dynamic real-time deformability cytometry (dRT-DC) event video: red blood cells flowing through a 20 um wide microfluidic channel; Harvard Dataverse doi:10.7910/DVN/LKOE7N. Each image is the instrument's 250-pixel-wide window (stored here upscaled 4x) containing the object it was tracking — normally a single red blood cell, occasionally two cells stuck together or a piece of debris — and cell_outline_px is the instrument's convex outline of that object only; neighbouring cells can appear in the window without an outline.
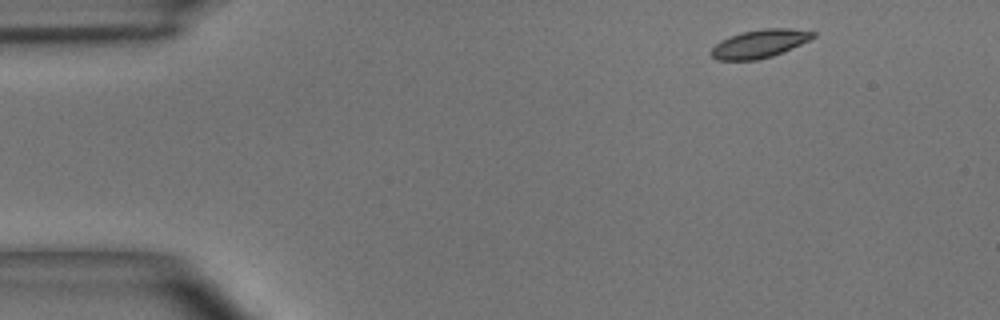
{"species": "common noctule bat (a hibernating species)", "species_latin": "Nyctalus noctula", "temperature_condition": "room temperature", "stored_images_in_passage": 3, "camera_frame_rate_fps": 3000, "um_per_image_px": 0.085, "animal": {"sex": "male", "body_mass_g": 15.6}, "frame": {"image": 1, "passage_image": 1, "time_ms": 0.0, "image_size_px": [1000, 320], "cell_outline_px": [[816, 36], [792, 48], [772, 56], [756, 60], [716, 60], [708, 52], [720, 40], [740, 32], [764, 28], [788, 28], [816, 32]], "centroid_in_image_um": [64.53, 3.71], "position_along_channel_um": 20.5, "area_um2": 16.76}}